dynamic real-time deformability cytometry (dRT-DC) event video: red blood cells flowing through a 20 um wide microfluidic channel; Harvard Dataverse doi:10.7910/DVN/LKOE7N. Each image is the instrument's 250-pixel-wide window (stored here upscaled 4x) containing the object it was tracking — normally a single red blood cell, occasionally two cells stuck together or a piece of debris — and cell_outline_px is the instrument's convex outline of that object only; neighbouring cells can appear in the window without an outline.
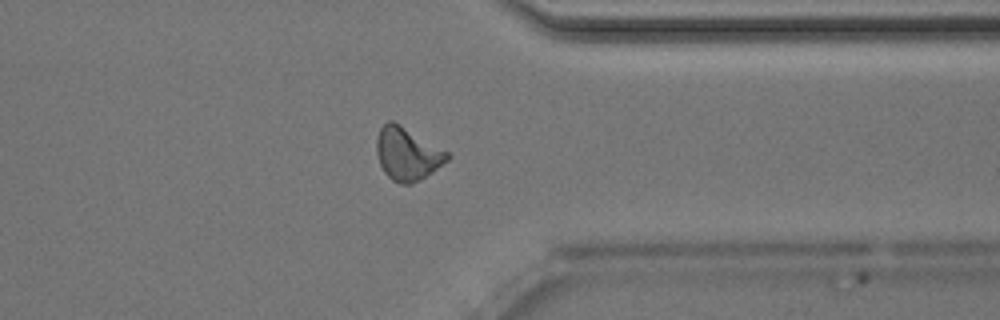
{"species": "Egyptian fruit bat (a non-hibernating species)", "species_latin": "Rousettus aegyptiacus", "temperature_condition": "room temperature", "stored_images_in_passage": 38, "camera_frame_rate_fps": 3000, "um_per_image_px": 0.085, "animal": {"sex": "male"}, "frame": {"image": 1, "passage_image": 27, "time_ms": 8.667, "image_size_px": [1000, 320], "cell_outline_px": [[452, 156], [448, 160], [432, 172], [420, 180], [412, 184], [400, 184], [392, 180], [384, 172], [380, 164], [376, 152], [376, 140], [380, 128], [388, 120], [392, 120], [400, 124], [448, 152]], "centroid_in_image_um": [34.61, 13.08], "position_along_channel_um": 376.8, "area_um2": 21.73}, "authors_computed_cell_mechanics": {"area_um2": 20.7791, "velocity_mm_per_s": 4.0192, "shape_relaxation_time_tau1_ms": 7.389, "shape_relaxation_time_tau2_ms": 1.8628, "deformation_change_tau1": 0.1925, "deformation_change_tau2": 0.1015}}